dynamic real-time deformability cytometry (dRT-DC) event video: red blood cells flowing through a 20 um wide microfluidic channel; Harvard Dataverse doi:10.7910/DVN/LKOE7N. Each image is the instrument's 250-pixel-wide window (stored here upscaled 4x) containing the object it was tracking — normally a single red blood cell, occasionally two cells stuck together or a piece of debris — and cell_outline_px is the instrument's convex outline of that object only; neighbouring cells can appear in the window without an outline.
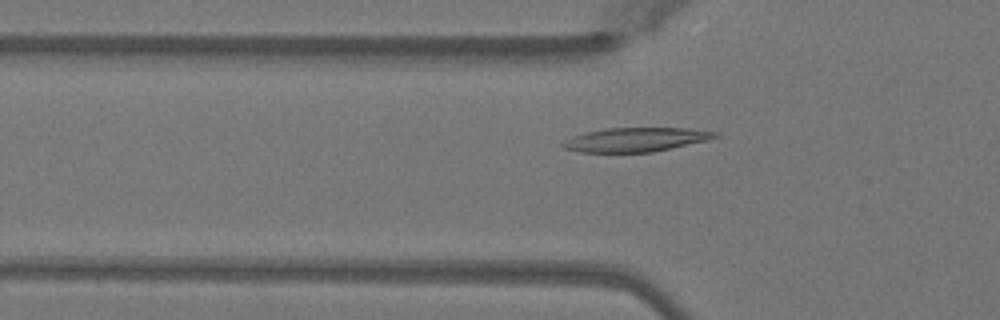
{"species": "Egyptian fruit bat (a non-hibernating species)", "species_latin": "Rousettus aegyptiacus", "temperature_condition": "warm", "stored_images_in_passage": 47, "camera_frame_rate_fps": 3000, "um_per_image_px": 0.085, "animal": {"sex": "female"}, "frame": {"image": 1, "passage_image": 14, "time_ms": 4.333, "image_size_px": [1000, 320], "cell_outline_px": [[720, 136], [708, 140], [672, 148], [652, 152], [580, 152], [564, 148], [560, 144], [564, 140], [572, 136], [588, 132], [608, 128], [688, 128], [720, 132]], "centroid_in_image_um": [54.08, 11.86], "position_along_channel_um": 71.7, "area_um2": 21.33}}
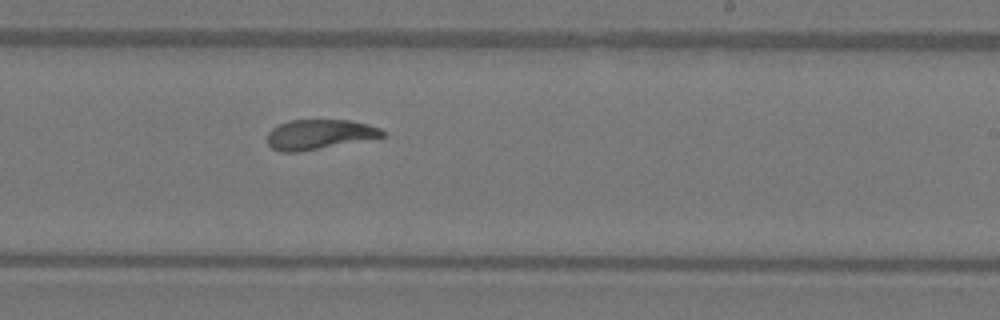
{"frame": {"image": 2, "passage_image": 28, "time_ms": 9.0, "image_size_px": [1000, 320], "cell_outline_px": [[384, 136], [300, 152], [280, 152], [272, 148], [268, 144], [268, 132], [272, 128], [280, 124], [292, 120], [348, 120], [368, 124], [380, 128], [384, 132]], "centroid_in_image_um": [27.1, 11.42], "position_along_channel_um": 261.9, "area_um2": 19.77}}
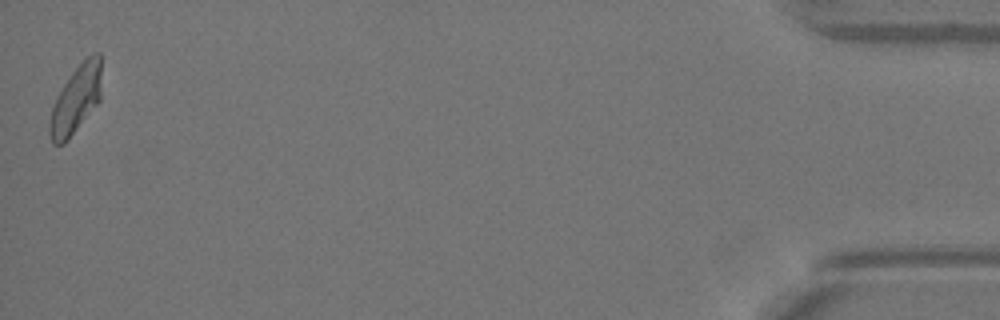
{"frame": {"image": 3, "passage_image": 47, "time_ms": 15.333, "image_size_px": [1000, 320], "cell_outline_px": [[100, 100], [68, 140], [64, 144], [52, 144], [48, 132], [48, 120], [56, 96], [72, 72], [92, 52], [100, 52]], "centroid_in_image_um": [6.42, 8.49], "position_along_channel_um": 428.8, "area_um2": 20.4}, "authors_computed_cell_mechanics": {"area_um2": 20.9236, "velocity_mm_per_s": 4.0597, "shape_relaxation_time_tau1_ms": 4.033, "shape_relaxation_time_tau2_ms": 1.3024, "deformation_change_tau1": 0.1742, "deformation_change_tau2": 0.0664}}